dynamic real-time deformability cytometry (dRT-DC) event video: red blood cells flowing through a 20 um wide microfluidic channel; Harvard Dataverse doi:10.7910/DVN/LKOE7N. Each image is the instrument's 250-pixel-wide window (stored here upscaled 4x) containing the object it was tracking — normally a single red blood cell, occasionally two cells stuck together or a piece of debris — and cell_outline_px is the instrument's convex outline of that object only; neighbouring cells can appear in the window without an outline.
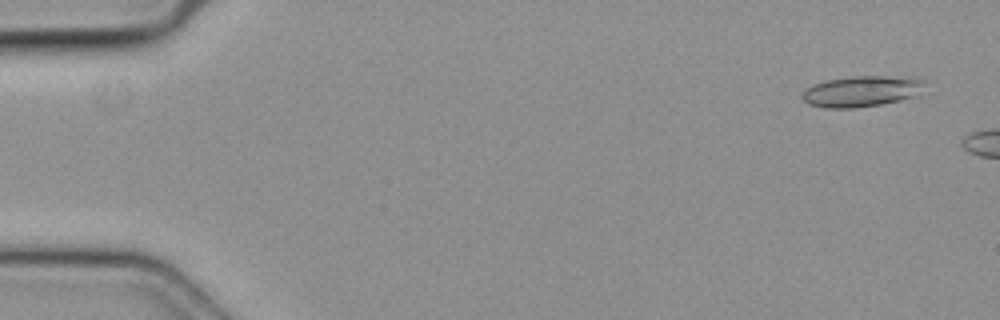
{"species": "common noctule bat (a hibernating species)", "species_latin": "Nyctalus noctula", "temperature_condition": "cold", "stored_images_in_passage": 7, "camera_frame_rate_fps": 3000, "um_per_image_px": 0.085, "animal": {"sex": "female", "body_mass_g": 19.3, "forearm_length_mm": 54.1}, "frame": {"image": 1, "passage_image": 3, "time_ms": 0.667, "image_size_px": [1000, 320], "cell_outline_px": [[924, 80], [916, 96], [900, 100], [880, 104], [852, 108], [824, 108], [808, 104], [800, 96], [812, 84], [828, 80], [852, 76], [912, 76]], "centroid_in_image_um": [73.22, 7.75], "position_along_channel_um": 11.8, "area_um2": 21.96}}